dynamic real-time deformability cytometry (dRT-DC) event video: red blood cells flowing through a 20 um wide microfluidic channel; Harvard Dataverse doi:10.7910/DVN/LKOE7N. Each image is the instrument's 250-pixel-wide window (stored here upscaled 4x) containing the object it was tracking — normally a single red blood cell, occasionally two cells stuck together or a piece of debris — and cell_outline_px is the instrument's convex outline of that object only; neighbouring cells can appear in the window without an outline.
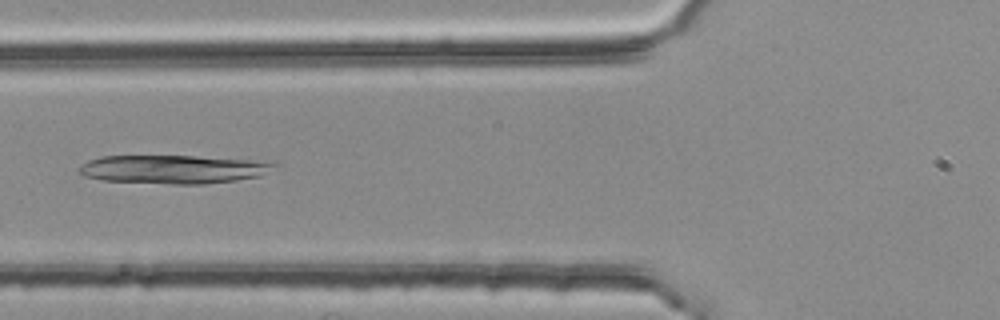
{"species": "common noctule bat (a hibernating species)", "species_latin": "Nyctalus noctula", "temperature_condition": "room temperature", "stored_images_in_passage": 49, "camera_frame_rate_fps": 3000, "um_per_image_px": 0.085, "animal": {"sex": "female", "body_mass_g": 25.1}, "frame": {"image": 1, "passage_image": 19, "time_ms": 6.0, "image_size_px": [1000, 320], "cell_outline_px": [[280, 164], [260, 176], [236, 180], [204, 184], [172, 184], [104, 180], [84, 176], [76, 172], [88, 160], [104, 156], [192, 156], [248, 160]], "centroid_in_image_um": [14.7, 14.39], "position_along_channel_um": 111.1, "area_um2": 32.02}}
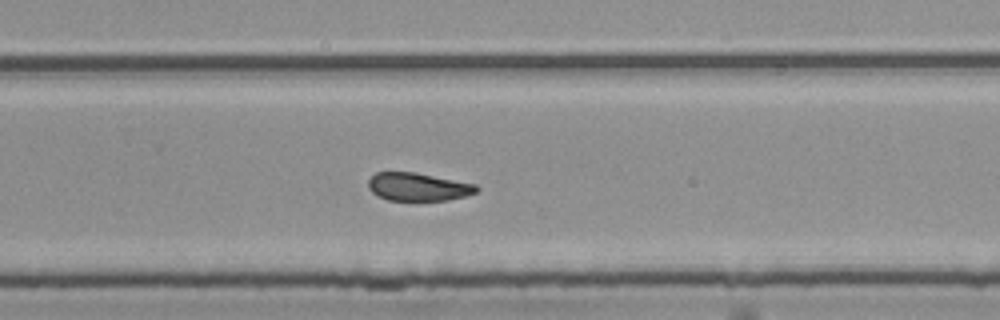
{"frame": {"image": 2, "passage_image": 32, "time_ms": 10.333, "image_size_px": [1000, 320], "cell_outline_px": [[480, 188], [476, 192], [464, 196], [448, 200], [388, 200], [376, 196], [368, 188], [368, 180], [376, 172], [416, 172], [476, 184]], "centroid_in_image_um": [35.52, 15.88], "position_along_channel_um": 294.3, "area_um2": 17.74}}
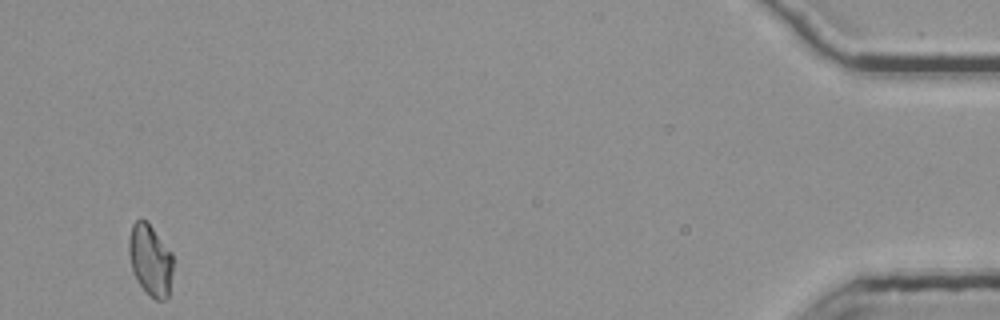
{"frame": {"image": 3, "passage_image": 49, "time_ms": 16.0, "image_size_px": [1000, 320], "cell_outline_px": [[172, 272], [168, 296], [164, 300], [156, 300], [136, 280], [132, 272], [128, 248], [128, 240], [132, 224], [140, 216], [152, 228], [172, 252]], "centroid_in_image_um": [12.76, 22.07], "position_along_channel_um": 422.4, "area_um2": 18.21}, "authors_computed_cell_mechanics": {"area_um2": 18.9584, "velocity_mm_per_s": 3.7767, "shape_relaxation_time_tau1_ms": 3.641, "shape_relaxation_time_tau2_ms": 1.3992, "deformation_change_tau1": 0.2419, "deformation_change_tau2": 0.0855}}